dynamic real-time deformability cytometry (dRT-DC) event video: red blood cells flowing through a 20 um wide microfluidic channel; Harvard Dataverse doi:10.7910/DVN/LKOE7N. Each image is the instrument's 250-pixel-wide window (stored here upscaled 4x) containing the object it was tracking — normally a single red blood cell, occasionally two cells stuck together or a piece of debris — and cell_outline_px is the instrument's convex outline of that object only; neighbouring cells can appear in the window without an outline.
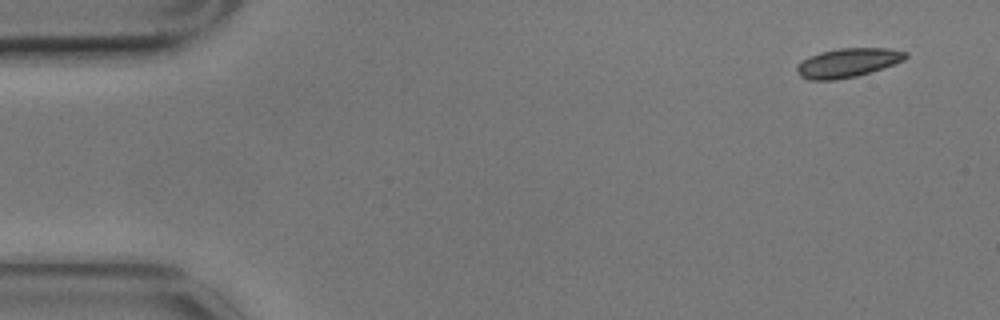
{"species": "common noctule bat (a hibernating species)", "species_latin": "Nyctalus noctula", "temperature_condition": "cold", "stored_images_in_passage": 4, "camera_frame_rate_fps": 3000, "um_per_image_px": 0.085, "animal": {"sex": "male", "body_mass_g": 17.9}, "frame": {"image": 1, "passage_image": 1, "time_ms": 0.0, "image_size_px": [1000, 320], "cell_outline_px": [[908, 56], [904, 60], [856, 76], [836, 80], [808, 80], [800, 76], [796, 72], [796, 64], [800, 60], [808, 56], [820, 52], [840, 48], [888, 48], [908, 52]], "centroid_in_image_um": [71.99, 5.33], "position_along_channel_um": 13.0, "area_um2": 18.44}}
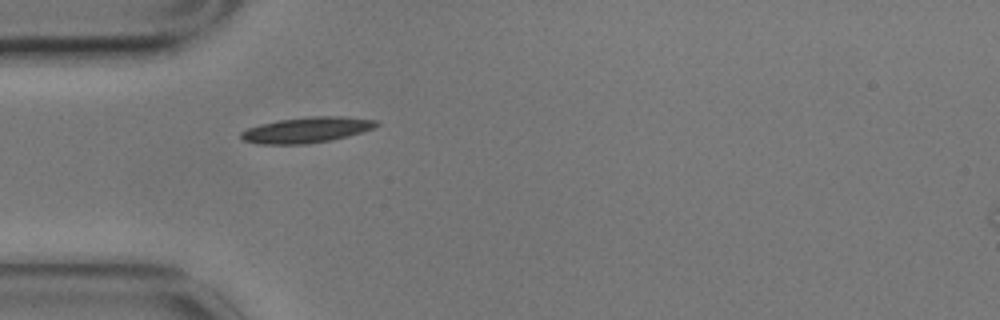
{"frame": {"image": 2, "passage_image": 4, "time_ms": 1.0, "image_size_px": [1000, 320], "cell_outline_px": [[380, 124], [372, 128], [348, 136], [308, 144], [256, 144], [244, 140], [240, 136], [240, 132], [248, 128], [260, 124], [280, 120], [312, 116], [340, 116], [376, 120]], "centroid_in_image_um": [26.03, 11.04], "position_along_channel_um": 59.0, "area_um2": 20.0}}